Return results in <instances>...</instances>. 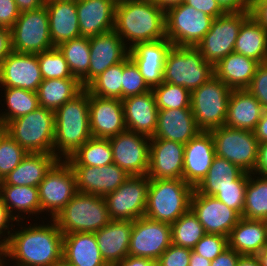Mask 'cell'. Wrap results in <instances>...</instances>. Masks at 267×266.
Wrapping results in <instances>:
<instances>
[{
    "label": "cell",
    "instance_id": "6da1fadb",
    "mask_svg": "<svg viewBox=\"0 0 267 266\" xmlns=\"http://www.w3.org/2000/svg\"><path fill=\"white\" fill-rule=\"evenodd\" d=\"M51 222L22 226L21 230L12 232L3 245L1 263L6 264L5 259L9 257L16 261V266H58L63 261L64 234L54 219Z\"/></svg>",
    "mask_w": 267,
    "mask_h": 266
},
{
    "label": "cell",
    "instance_id": "7a4b0ae2",
    "mask_svg": "<svg viewBox=\"0 0 267 266\" xmlns=\"http://www.w3.org/2000/svg\"><path fill=\"white\" fill-rule=\"evenodd\" d=\"M114 31L129 42V49L136 43L165 39V11L153 0L116 4Z\"/></svg>",
    "mask_w": 267,
    "mask_h": 266
},
{
    "label": "cell",
    "instance_id": "3957f363",
    "mask_svg": "<svg viewBox=\"0 0 267 266\" xmlns=\"http://www.w3.org/2000/svg\"><path fill=\"white\" fill-rule=\"evenodd\" d=\"M54 155L59 160L71 157L91 137L89 92L84 88L54 112ZM62 156V157H61Z\"/></svg>",
    "mask_w": 267,
    "mask_h": 266
},
{
    "label": "cell",
    "instance_id": "277c9868",
    "mask_svg": "<svg viewBox=\"0 0 267 266\" xmlns=\"http://www.w3.org/2000/svg\"><path fill=\"white\" fill-rule=\"evenodd\" d=\"M193 190L183 179H150L144 216L174 223L190 209Z\"/></svg>",
    "mask_w": 267,
    "mask_h": 266
},
{
    "label": "cell",
    "instance_id": "5b68a950",
    "mask_svg": "<svg viewBox=\"0 0 267 266\" xmlns=\"http://www.w3.org/2000/svg\"><path fill=\"white\" fill-rule=\"evenodd\" d=\"M60 231L71 233H95L111 219L103 196L77 192L54 218Z\"/></svg>",
    "mask_w": 267,
    "mask_h": 266
},
{
    "label": "cell",
    "instance_id": "8992f818",
    "mask_svg": "<svg viewBox=\"0 0 267 266\" xmlns=\"http://www.w3.org/2000/svg\"><path fill=\"white\" fill-rule=\"evenodd\" d=\"M7 134L27 153L54 154V112L39 106L34 111L11 120Z\"/></svg>",
    "mask_w": 267,
    "mask_h": 266
},
{
    "label": "cell",
    "instance_id": "52a82bcc",
    "mask_svg": "<svg viewBox=\"0 0 267 266\" xmlns=\"http://www.w3.org/2000/svg\"><path fill=\"white\" fill-rule=\"evenodd\" d=\"M214 75V67L196 47L172 46L163 71V82L179 85L192 92Z\"/></svg>",
    "mask_w": 267,
    "mask_h": 266
},
{
    "label": "cell",
    "instance_id": "ba28073f",
    "mask_svg": "<svg viewBox=\"0 0 267 266\" xmlns=\"http://www.w3.org/2000/svg\"><path fill=\"white\" fill-rule=\"evenodd\" d=\"M230 89L215 74L191 92V109L197 127L211 131L225 125Z\"/></svg>",
    "mask_w": 267,
    "mask_h": 266
},
{
    "label": "cell",
    "instance_id": "9c48e42d",
    "mask_svg": "<svg viewBox=\"0 0 267 266\" xmlns=\"http://www.w3.org/2000/svg\"><path fill=\"white\" fill-rule=\"evenodd\" d=\"M215 154L247 173H254L258 163L259 142L254 131L221 126L212 129Z\"/></svg>",
    "mask_w": 267,
    "mask_h": 266
},
{
    "label": "cell",
    "instance_id": "30bf717a",
    "mask_svg": "<svg viewBox=\"0 0 267 266\" xmlns=\"http://www.w3.org/2000/svg\"><path fill=\"white\" fill-rule=\"evenodd\" d=\"M250 15V12H225L213 19L210 30L195 46L213 67L234 52L242 23Z\"/></svg>",
    "mask_w": 267,
    "mask_h": 266
},
{
    "label": "cell",
    "instance_id": "8fae6325",
    "mask_svg": "<svg viewBox=\"0 0 267 266\" xmlns=\"http://www.w3.org/2000/svg\"><path fill=\"white\" fill-rule=\"evenodd\" d=\"M166 38L173 46L195 47L210 30L213 17L186 5L165 11Z\"/></svg>",
    "mask_w": 267,
    "mask_h": 266
},
{
    "label": "cell",
    "instance_id": "7c38bea8",
    "mask_svg": "<svg viewBox=\"0 0 267 266\" xmlns=\"http://www.w3.org/2000/svg\"><path fill=\"white\" fill-rule=\"evenodd\" d=\"M12 48L19 53H41L54 48L49 32L45 5L37 10L20 13L11 28Z\"/></svg>",
    "mask_w": 267,
    "mask_h": 266
},
{
    "label": "cell",
    "instance_id": "4fadbf2b",
    "mask_svg": "<svg viewBox=\"0 0 267 266\" xmlns=\"http://www.w3.org/2000/svg\"><path fill=\"white\" fill-rule=\"evenodd\" d=\"M41 212L54 219L77 193L73 169L66 160H58L38 186Z\"/></svg>",
    "mask_w": 267,
    "mask_h": 266
},
{
    "label": "cell",
    "instance_id": "5bb4252c",
    "mask_svg": "<svg viewBox=\"0 0 267 266\" xmlns=\"http://www.w3.org/2000/svg\"><path fill=\"white\" fill-rule=\"evenodd\" d=\"M150 179L130 176L118 189L104 196L111 220H136L145 215Z\"/></svg>",
    "mask_w": 267,
    "mask_h": 266
},
{
    "label": "cell",
    "instance_id": "9a60e30c",
    "mask_svg": "<svg viewBox=\"0 0 267 266\" xmlns=\"http://www.w3.org/2000/svg\"><path fill=\"white\" fill-rule=\"evenodd\" d=\"M150 139L142 134L125 130L109 139L113 163L130 176L147 175L149 169Z\"/></svg>",
    "mask_w": 267,
    "mask_h": 266
},
{
    "label": "cell",
    "instance_id": "2e32d148",
    "mask_svg": "<svg viewBox=\"0 0 267 266\" xmlns=\"http://www.w3.org/2000/svg\"><path fill=\"white\" fill-rule=\"evenodd\" d=\"M171 224L145 216L134 220L129 243V256L157 261L172 244Z\"/></svg>",
    "mask_w": 267,
    "mask_h": 266
},
{
    "label": "cell",
    "instance_id": "e0dca14e",
    "mask_svg": "<svg viewBox=\"0 0 267 266\" xmlns=\"http://www.w3.org/2000/svg\"><path fill=\"white\" fill-rule=\"evenodd\" d=\"M190 209L197 216L206 234L228 237L241 216L214 196L200 194L193 190Z\"/></svg>",
    "mask_w": 267,
    "mask_h": 266
},
{
    "label": "cell",
    "instance_id": "ac0fdd59",
    "mask_svg": "<svg viewBox=\"0 0 267 266\" xmlns=\"http://www.w3.org/2000/svg\"><path fill=\"white\" fill-rule=\"evenodd\" d=\"M43 77L37 54L12 51L0 65V85L37 92Z\"/></svg>",
    "mask_w": 267,
    "mask_h": 266
},
{
    "label": "cell",
    "instance_id": "d6986e66",
    "mask_svg": "<svg viewBox=\"0 0 267 266\" xmlns=\"http://www.w3.org/2000/svg\"><path fill=\"white\" fill-rule=\"evenodd\" d=\"M89 125L95 138L110 139L125 131L122 100L89 94Z\"/></svg>",
    "mask_w": 267,
    "mask_h": 266
},
{
    "label": "cell",
    "instance_id": "ffe728a7",
    "mask_svg": "<svg viewBox=\"0 0 267 266\" xmlns=\"http://www.w3.org/2000/svg\"><path fill=\"white\" fill-rule=\"evenodd\" d=\"M76 178L77 192L105 196L118 189L129 177L115 163L97 166H71Z\"/></svg>",
    "mask_w": 267,
    "mask_h": 266
},
{
    "label": "cell",
    "instance_id": "44dd1931",
    "mask_svg": "<svg viewBox=\"0 0 267 266\" xmlns=\"http://www.w3.org/2000/svg\"><path fill=\"white\" fill-rule=\"evenodd\" d=\"M184 144L150 139L149 179H183Z\"/></svg>",
    "mask_w": 267,
    "mask_h": 266
},
{
    "label": "cell",
    "instance_id": "7402d4cb",
    "mask_svg": "<svg viewBox=\"0 0 267 266\" xmlns=\"http://www.w3.org/2000/svg\"><path fill=\"white\" fill-rule=\"evenodd\" d=\"M173 44L167 39L136 43L129 49V57L138 66L147 85L152 89L163 82L167 54Z\"/></svg>",
    "mask_w": 267,
    "mask_h": 266
},
{
    "label": "cell",
    "instance_id": "603a6c76",
    "mask_svg": "<svg viewBox=\"0 0 267 266\" xmlns=\"http://www.w3.org/2000/svg\"><path fill=\"white\" fill-rule=\"evenodd\" d=\"M215 156L211 132L200 131L184 144L183 180L195 188L207 175Z\"/></svg>",
    "mask_w": 267,
    "mask_h": 266
},
{
    "label": "cell",
    "instance_id": "cb8c5ba5",
    "mask_svg": "<svg viewBox=\"0 0 267 266\" xmlns=\"http://www.w3.org/2000/svg\"><path fill=\"white\" fill-rule=\"evenodd\" d=\"M90 65L88 84L110 66L122 62L129 55V47L114 31L89 37Z\"/></svg>",
    "mask_w": 267,
    "mask_h": 266
},
{
    "label": "cell",
    "instance_id": "d4e9b609",
    "mask_svg": "<svg viewBox=\"0 0 267 266\" xmlns=\"http://www.w3.org/2000/svg\"><path fill=\"white\" fill-rule=\"evenodd\" d=\"M76 7L80 36L92 37L114 30L115 0H78Z\"/></svg>",
    "mask_w": 267,
    "mask_h": 266
},
{
    "label": "cell",
    "instance_id": "484cf974",
    "mask_svg": "<svg viewBox=\"0 0 267 266\" xmlns=\"http://www.w3.org/2000/svg\"><path fill=\"white\" fill-rule=\"evenodd\" d=\"M122 103L126 129L152 138L157 128L159 111L152 90L125 98Z\"/></svg>",
    "mask_w": 267,
    "mask_h": 266
},
{
    "label": "cell",
    "instance_id": "4316f807",
    "mask_svg": "<svg viewBox=\"0 0 267 266\" xmlns=\"http://www.w3.org/2000/svg\"><path fill=\"white\" fill-rule=\"evenodd\" d=\"M133 220H111L95 232L101 255L109 266H115L129 255Z\"/></svg>",
    "mask_w": 267,
    "mask_h": 266
},
{
    "label": "cell",
    "instance_id": "83f0119b",
    "mask_svg": "<svg viewBox=\"0 0 267 266\" xmlns=\"http://www.w3.org/2000/svg\"><path fill=\"white\" fill-rule=\"evenodd\" d=\"M200 131L191 108L161 109L158 111L157 128L151 139L187 144Z\"/></svg>",
    "mask_w": 267,
    "mask_h": 266
},
{
    "label": "cell",
    "instance_id": "f1b7e54d",
    "mask_svg": "<svg viewBox=\"0 0 267 266\" xmlns=\"http://www.w3.org/2000/svg\"><path fill=\"white\" fill-rule=\"evenodd\" d=\"M50 38L55 47L80 36L76 2L45 1Z\"/></svg>",
    "mask_w": 267,
    "mask_h": 266
},
{
    "label": "cell",
    "instance_id": "f546056e",
    "mask_svg": "<svg viewBox=\"0 0 267 266\" xmlns=\"http://www.w3.org/2000/svg\"><path fill=\"white\" fill-rule=\"evenodd\" d=\"M263 111L260 102L248 90H232L225 126L254 131Z\"/></svg>",
    "mask_w": 267,
    "mask_h": 266
},
{
    "label": "cell",
    "instance_id": "4dcf8cb0",
    "mask_svg": "<svg viewBox=\"0 0 267 266\" xmlns=\"http://www.w3.org/2000/svg\"><path fill=\"white\" fill-rule=\"evenodd\" d=\"M63 261L73 266H109L101 255L94 233L65 234Z\"/></svg>",
    "mask_w": 267,
    "mask_h": 266
},
{
    "label": "cell",
    "instance_id": "1f68e13d",
    "mask_svg": "<svg viewBox=\"0 0 267 266\" xmlns=\"http://www.w3.org/2000/svg\"><path fill=\"white\" fill-rule=\"evenodd\" d=\"M249 173L230 161L215 156L204 179L194 188L200 194L214 196L226 186H247Z\"/></svg>",
    "mask_w": 267,
    "mask_h": 266
},
{
    "label": "cell",
    "instance_id": "d6a6232c",
    "mask_svg": "<svg viewBox=\"0 0 267 266\" xmlns=\"http://www.w3.org/2000/svg\"><path fill=\"white\" fill-rule=\"evenodd\" d=\"M267 246L264 220L240 218L228 236V247L241 255H257Z\"/></svg>",
    "mask_w": 267,
    "mask_h": 266
},
{
    "label": "cell",
    "instance_id": "836d02e7",
    "mask_svg": "<svg viewBox=\"0 0 267 266\" xmlns=\"http://www.w3.org/2000/svg\"><path fill=\"white\" fill-rule=\"evenodd\" d=\"M260 63L232 52L214 66V74L232 90L247 89Z\"/></svg>",
    "mask_w": 267,
    "mask_h": 266
},
{
    "label": "cell",
    "instance_id": "e575fe53",
    "mask_svg": "<svg viewBox=\"0 0 267 266\" xmlns=\"http://www.w3.org/2000/svg\"><path fill=\"white\" fill-rule=\"evenodd\" d=\"M59 159L54 154L28 153L4 179L3 185L35 186Z\"/></svg>",
    "mask_w": 267,
    "mask_h": 266
},
{
    "label": "cell",
    "instance_id": "d590c367",
    "mask_svg": "<svg viewBox=\"0 0 267 266\" xmlns=\"http://www.w3.org/2000/svg\"><path fill=\"white\" fill-rule=\"evenodd\" d=\"M234 52L266 63L267 31L251 15L242 23L234 45Z\"/></svg>",
    "mask_w": 267,
    "mask_h": 266
},
{
    "label": "cell",
    "instance_id": "8d00e7d4",
    "mask_svg": "<svg viewBox=\"0 0 267 266\" xmlns=\"http://www.w3.org/2000/svg\"><path fill=\"white\" fill-rule=\"evenodd\" d=\"M83 89L77 78L45 79L37 90L39 105L55 112Z\"/></svg>",
    "mask_w": 267,
    "mask_h": 266
},
{
    "label": "cell",
    "instance_id": "74e56055",
    "mask_svg": "<svg viewBox=\"0 0 267 266\" xmlns=\"http://www.w3.org/2000/svg\"><path fill=\"white\" fill-rule=\"evenodd\" d=\"M4 205L10 216L15 222L20 223L24 217H21L19 213L24 214H37L41 213V205L39 202L38 187L35 186H15V185H3L1 195ZM18 211V214H14ZM17 210V211H16ZM14 214V215H13ZM20 215V216H19Z\"/></svg>",
    "mask_w": 267,
    "mask_h": 266
},
{
    "label": "cell",
    "instance_id": "f35d334b",
    "mask_svg": "<svg viewBox=\"0 0 267 266\" xmlns=\"http://www.w3.org/2000/svg\"><path fill=\"white\" fill-rule=\"evenodd\" d=\"M64 55L72 75L85 88L88 85V71L90 65L89 37H78L65 41L57 46Z\"/></svg>",
    "mask_w": 267,
    "mask_h": 266
},
{
    "label": "cell",
    "instance_id": "ab89813d",
    "mask_svg": "<svg viewBox=\"0 0 267 266\" xmlns=\"http://www.w3.org/2000/svg\"><path fill=\"white\" fill-rule=\"evenodd\" d=\"M66 161L70 166L102 167L113 163L109 139L91 137Z\"/></svg>",
    "mask_w": 267,
    "mask_h": 266
},
{
    "label": "cell",
    "instance_id": "60d3db41",
    "mask_svg": "<svg viewBox=\"0 0 267 266\" xmlns=\"http://www.w3.org/2000/svg\"><path fill=\"white\" fill-rule=\"evenodd\" d=\"M254 175L255 173H249L242 218L265 220L267 218V177L260 175L253 178Z\"/></svg>",
    "mask_w": 267,
    "mask_h": 266
},
{
    "label": "cell",
    "instance_id": "b9f144b4",
    "mask_svg": "<svg viewBox=\"0 0 267 266\" xmlns=\"http://www.w3.org/2000/svg\"><path fill=\"white\" fill-rule=\"evenodd\" d=\"M3 89L5 93L3 97H5L8 110L6 113L4 111L0 114V121L5 126L11 120L26 115L40 106L37 92L13 87H4Z\"/></svg>",
    "mask_w": 267,
    "mask_h": 266
},
{
    "label": "cell",
    "instance_id": "7bdbcfd3",
    "mask_svg": "<svg viewBox=\"0 0 267 266\" xmlns=\"http://www.w3.org/2000/svg\"><path fill=\"white\" fill-rule=\"evenodd\" d=\"M172 244L193 249L206 234L197 216L189 209L171 224Z\"/></svg>",
    "mask_w": 267,
    "mask_h": 266
},
{
    "label": "cell",
    "instance_id": "ee69618b",
    "mask_svg": "<svg viewBox=\"0 0 267 266\" xmlns=\"http://www.w3.org/2000/svg\"><path fill=\"white\" fill-rule=\"evenodd\" d=\"M123 61L110 66L95 77L85 89L89 94L100 98H118L122 100Z\"/></svg>",
    "mask_w": 267,
    "mask_h": 266
},
{
    "label": "cell",
    "instance_id": "f6af8a7d",
    "mask_svg": "<svg viewBox=\"0 0 267 266\" xmlns=\"http://www.w3.org/2000/svg\"><path fill=\"white\" fill-rule=\"evenodd\" d=\"M152 92L159 110L191 108V92L182 86L162 82Z\"/></svg>",
    "mask_w": 267,
    "mask_h": 266
},
{
    "label": "cell",
    "instance_id": "bcb514c9",
    "mask_svg": "<svg viewBox=\"0 0 267 266\" xmlns=\"http://www.w3.org/2000/svg\"><path fill=\"white\" fill-rule=\"evenodd\" d=\"M40 71L45 79L75 78L64 58V55L57 47L37 53Z\"/></svg>",
    "mask_w": 267,
    "mask_h": 266
},
{
    "label": "cell",
    "instance_id": "7dc6e473",
    "mask_svg": "<svg viewBox=\"0 0 267 266\" xmlns=\"http://www.w3.org/2000/svg\"><path fill=\"white\" fill-rule=\"evenodd\" d=\"M122 75V100L152 90L142 77L138 66L129 55L123 60Z\"/></svg>",
    "mask_w": 267,
    "mask_h": 266
},
{
    "label": "cell",
    "instance_id": "c3c4849f",
    "mask_svg": "<svg viewBox=\"0 0 267 266\" xmlns=\"http://www.w3.org/2000/svg\"><path fill=\"white\" fill-rule=\"evenodd\" d=\"M28 153L7 133L0 140V175L12 172Z\"/></svg>",
    "mask_w": 267,
    "mask_h": 266
},
{
    "label": "cell",
    "instance_id": "681fc988",
    "mask_svg": "<svg viewBox=\"0 0 267 266\" xmlns=\"http://www.w3.org/2000/svg\"><path fill=\"white\" fill-rule=\"evenodd\" d=\"M226 248H228V237L218 234H205L192 250L212 261Z\"/></svg>",
    "mask_w": 267,
    "mask_h": 266
},
{
    "label": "cell",
    "instance_id": "f907efd6",
    "mask_svg": "<svg viewBox=\"0 0 267 266\" xmlns=\"http://www.w3.org/2000/svg\"><path fill=\"white\" fill-rule=\"evenodd\" d=\"M247 186H226L221 188L214 197L235 210L241 217L244 211L245 191Z\"/></svg>",
    "mask_w": 267,
    "mask_h": 266
},
{
    "label": "cell",
    "instance_id": "816d5d0a",
    "mask_svg": "<svg viewBox=\"0 0 267 266\" xmlns=\"http://www.w3.org/2000/svg\"><path fill=\"white\" fill-rule=\"evenodd\" d=\"M191 249L171 244L156 261L158 266H189Z\"/></svg>",
    "mask_w": 267,
    "mask_h": 266
},
{
    "label": "cell",
    "instance_id": "f5cc1de1",
    "mask_svg": "<svg viewBox=\"0 0 267 266\" xmlns=\"http://www.w3.org/2000/svg\"><path fill=\"white\" fill-rule=\"evenodd\" d=\"M260 102L264 110H267V63H261L246 89Z\"/></svg>",
    "mask_w": 267,
    "mask_h": 266
},
{
    "label": "cell",
    "instance_id": "db71d44e",
    "mask_svg": "<svg viewBox=\"0 0 267 266\" xmlns=\"http://www.w3.org/2000/svg\"><path fill=\"white\" fill-rule=\"evenodd\" d=\"M19 16L15 0H0V28L11 29Z\"/></svg>",
    "mask_w": 267,
    "mask_h": 266
},
{
    "label": "cell",
    "instance_id": "11a10c76",
    "mask_svg": "<svg viewBox=\"0 0 267 266\" xmlns=\"http://www.w3.org/2000/svg\"><path fill=\"white\" fill-rule=\"evenodd\" d=\"M184 3L213 18L220 17L225 13L218 4L217 0H185Z\"/></svg>",
    "mask_w": 267,
    "mask_h": 266
},
{
    "label": "cell",
    "instance_id": "9f6ffc18",
    "mask_svg": "<svg viewBox=\"0 0 267 266\" xmlns=\"http://www.w3.org/2000/svg\"><path fill=\"white\" fill-rule=\"evenodd\" d=\"M12 221L15 220L10 216L7 207L3 203L2 197L0 196V243H2L3 245L8 241L10 234L12 233V230H9L11 229L10 226L13 227L12 224L10 225V222L12 223ZM3 233H6L5 235L7 236L5 237ZM1 235L4 236V239H1Z\"/></svg>",
    "mask_w": 267,
    "mask_h": 266
},
{
    "label": "cell",
    "instance_id": "6f0895ef",
    "mask_svg": "<svg viewBox=\"0 0 267 266\" xmlns=\"http://www.w3.org/2000/svg\"><path fill=\"white\" fill-rule=\"evenodd\" d=\"M250 14L267 31V0H251Z\"/></svg>",
    "mask_w": 267,
    "mask_h": 266
},
{
    "label": "cell",
    "instance_id": "680465c9",
    "mask_svg": "<svg viewBox=\"0 0 267 266\" xmlns=\"http://www.w3.org/2000/svg\"><path fill=\"white\" fill-rule=\"evenodd\" d=\"M240 256V253L228 247L211 261V266H237Z\"/></svg>",
    "mask_w": 267,
    "mask_h": 266
},
{
    "label": "cell",
    "instance_id": "91938a15",
    "mask_svg": "<svg viewBox=\"0 0 267 266\" xmlns=\"http://www.w3.org/2000/svg\"><path fill=\"white\" fill-rule=\"evenodd\" d=\"M225 12H250L251 0H217Z\"/></svg>",
    "mask_w": 267,
    "mask_h": 266
},
{
    "label": "cell",
    "instance_id": "94428289",
    "mask_svg": "<svg viewBox=\"0 0 267 266\" xmlns=\"http://www.w3.org/2000/svg\"><path fill=\"white\" fill-rule=\"evenodd\" d=\"M12 51L11 29L0 28V65Z\"/></svg>",
    "mask_w": 267,
    "mask_h": 266
},
{
    "label": "cell",
    "instance_id": "6125c7cd",
    "mask_svg": "<svg viewBox=\"0 0 267 266\" xmlns=\"http://www.w3.org/2000/svg\"><path fill=\"white\" fill-rule=\"evenodd\" d=\"M115 266H158L157 262L144 257L127 256Z\"/></svg>",
    "mask_w": 267,
    "mask_h": 266
},
{
    "label": "cell",
    "instance_id": "be15d7a7",
    "mask_svg": "<svg viewBox=\"0 0 267 266\" xmlns=\"http://www.w3.org/2000/svg\"><path fill=\"white\" fill-rule=\"evenodd\" d=\"M254 173L267 177V142L259 144L258 163Z\"/></svg>",
    "mask_w": 267,
    "mask_h": 266
},
{
    "label": "cell",
    "instance_id": "e7e4bbea",
    "mask_svg": "<svg viewBox=\"0 0 267 266\" xmlns=\"http://www.w3.org/2000/svg\"><path fill=\"white\" fill-rule=\"evenodd\" d=\"M256 139L260 143L267 142V110H264L254 130Z\"/></svg>",
    "mask_w": 267,
    "mask_h": 266
},
{
    "label": "cell",
    "instance_id": "03108f58",
    "mask_svg": "<svg viewBox=\"0 0 267 266\" xmlns=\"http://www.w3.org/2000/svg\"><path fill=\"white\" fill-rule=\"evenodd\" d=\"M20 13L37 10L45 5V0H15Z\"/></svg>",
    "mask_w": 267,
    "mask_h": 266
},
{
    "label": "cell",
    "instance_id": "003e7915",
    "mask_svg": "<svg viewBox=\"0 0 267 266\" xmlns=\"http://www.w3.org/2000/svg\"><path fill=\"white\" fill-rule=\"evenodd\" d=\"M189 266H211V261L191 249Z\"/></svg>",
    "mask_w": 267,
    "mask_h": 266
},
{
    "label": "cell",
    "instance_id": "a7ac6f4b",
    "mask_svg": "<svg viewBox=\"0 0 267 266\" xmlns=\"http://www.w3.org/2000/svg\"><path fill=\"white\" fill-rule=\"evenodd\" d=\"M237 266H260L259 258L257 255H241Z\"/></svg>",
    "mask_w": 267,
    "mask_h": 266
},
{
    "label": "cell",
    "instance_id": "89a4df30",
    "mask_svg": "<svg viewBox=\"0 0 267 266\" xmlns=\"http://www.w3.org/2000/svg\"><path fill=\"white\" fill-rule=\"evenodd\" d=\"M158 6H160L164 11L169 8L177 6L185 2V0H153Z\"/></svg>",
    "mask_w": 267,
    "mask_h": 266
},
{
    "label": "cell",
    "instance_id": "2644e50d",
    "mask_svg": "<svg viewBox=\"0 0 267 266\" xmlns=\"http://www.w3.org/2000/svg\"><path fill=\"white\" fill-rule=\"evenodd\" d=\"M260 266H267V246L257 254Z\"/></svg>",
    "mask_w": 267,
    "mask_h": 266
},
{
    "label": "cell",
    "instance_id": "8c879c8a",
    "mask_svg": "<svg viewBox=\"0 0 267 266\" xmlns=\"http://www.w3.org/2000/svg\"><path fill=\"white\" fill-rule=\"evenodd\" d=\"M7 133L6 126L0 121V140Z\"/></svg>",
    "mask_w": 267,
    "mask_h": 266
},
{
    "label": "cell",
    "instance_id": "753ad0ef",
    "mask_svg": "<svg viewBox=\"0 0 267 266\" xmlns=\"http://www.w3.org/2000/svg\"><path fill=\"white\" fill-rule=\"evenodd\" d=\"M116 4L127 2V1H146V0H115Z\"/></svg>",
    "mask_w": 267,
    "mask_h": 266
},
{
    "label": "cell",
    "instance_id": "34e18365",
    "mask_svg": "<svg viewBox=\"0 0 267 266\" xmlns=\"http://www.w3.org/2000/svg\"><path fill=\"white\" fill-rule=\"evenodd\" d=\"M3 184H4V179H3V177L0 175V195H1V192H2Z\"/></svg>",
    "mask_w": 267,
    "mask_h": 266
},
{
    "label": "cell",
    "instance_id": "11e5206c",
    "mask_svg": "<svg viewBox=\"0 0 267 266\" xmlns=\"http://www.w3.org/2000/svg\"><path fill=\"white\" fill-rule=\"evenodd\" d=\"M2 257H3V244L0 243V263L2 262Z\"/></svg>",
    "mask_w": 267,
    "mask_h": 266
},
{
    "label": "cell",
    "instance_id": "2a66077c",
    "mask_svg": "<svg viewBox=\"0 0 267 266\" xmlns=\"http://www.w3.org/2000/svg\"><path fill=\"white\" fill-rule=\"evenodd\" d=\"M45 1L77 2L78 0H45Z\"/></svg>",
    "mask_w": 267,
    "mask_h": 266
},
{
    "label": "cell",
    "instance_id": "b9fcfbb0",
    "mask_svg": "<svg viewBox=\"0 0 267 266\" xmlns=\"http://www.w3.org/2000/svg\"><path fill=\"white\" fill-rule=\"evenodd\" d=\"M58 266H73V265L65 263L64 261H62Z\"/></svg>",
    "mask_w": 267,
    "mask_h": 266
}]
</instances>
